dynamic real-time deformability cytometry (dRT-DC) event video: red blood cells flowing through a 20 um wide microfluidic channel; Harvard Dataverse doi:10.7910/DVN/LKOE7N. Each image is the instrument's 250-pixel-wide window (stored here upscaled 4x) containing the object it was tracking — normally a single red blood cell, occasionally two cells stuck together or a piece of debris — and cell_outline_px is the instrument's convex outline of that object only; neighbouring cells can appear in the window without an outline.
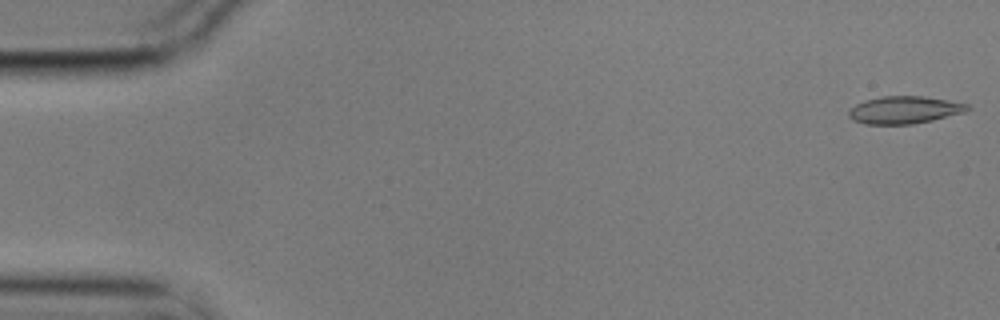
{"species": "common noctule bat (a hibernating species)", "species_latin": "Nyctalus noctula", "temperature_condition": "cold", "stored_images_in_passage": 56, "camera_frame_rate_fps": 3000, "um_per_image_px": 0.085, "animal": {"sex": "male", "body_mass_g": 17.9}, "frame": {"image": 1, "passage_image": 1, "time_ms": 0.0, "image_size_px": [1000, 320], "cell_outline_px": [[972, 108], [964, 112], [932, 120], [912, 124], [864, 124], [852, 120], [848, 116], [848, 112], [856, 104], [864, 100], [880, 96], [924, 96], [968, 104]], "centroid_in_image_um": [76.85, 9.34], "position_along_channel_um": 8.2, "area_um2": 18.96}}
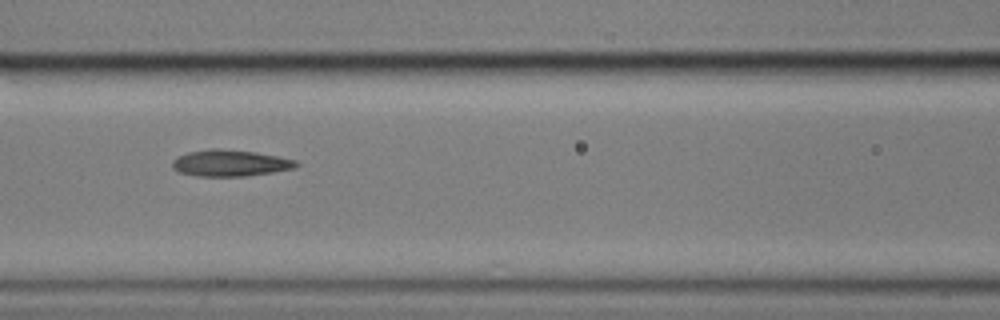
{"frame": {"image": 2, "passage_image": 24, "time_ms": 7.667, "image_size_px": [1000, 320], "cell_outline_px": [[300, 164], [296, 168], [248, 176], [196, 176], [176, 172], [172, 168], [172, 160], [176, 156], [188, 152], [212, 148], [220, 148], [256, 152], [296, 160]], "centroid_in_image_um": [19.52, 13.86], "position_along_channel_um": 147.1, "area_um2": 19.36}}
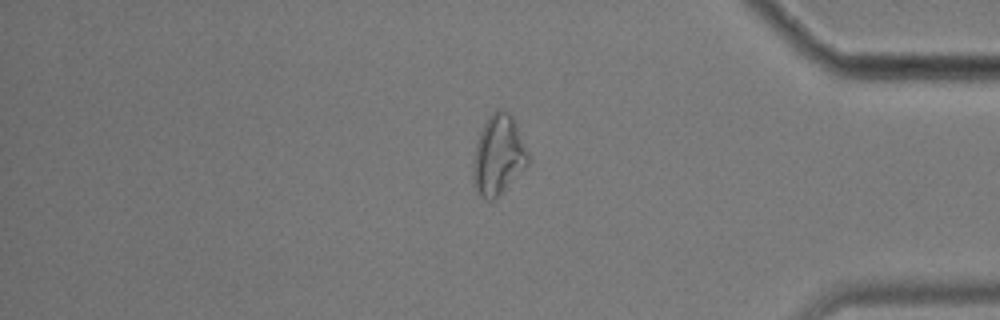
{"frame": {"image": 3, "passage_image": 47, "time_ms": 15.333, "image_size_px": [1000, 320], "cell_outline_px": [[528, 164], [492, 200], [484, 200], [480, 196], [472, 180], [472, 164], [476, 144], [480, 132], [484, 124], [492, 112], [496, 108], [504, 108], [512, 116], [528, 152]], "centroid_in_image_um": [42.32, 13.15], "position_along_channel_um": 392.9, "area_um2": 25.14}, "authors_computed_cell_mechanics": {"area_um2": 19.2474, "velocity_mm_per_s": 3.5353, "shape_relaxation_time_tau1_ms": null, "shape_relaxation_time_tau2_ms": 3.5009, "deformation_change_tau1": null, "deformation_change_tau2": 0.1023}}